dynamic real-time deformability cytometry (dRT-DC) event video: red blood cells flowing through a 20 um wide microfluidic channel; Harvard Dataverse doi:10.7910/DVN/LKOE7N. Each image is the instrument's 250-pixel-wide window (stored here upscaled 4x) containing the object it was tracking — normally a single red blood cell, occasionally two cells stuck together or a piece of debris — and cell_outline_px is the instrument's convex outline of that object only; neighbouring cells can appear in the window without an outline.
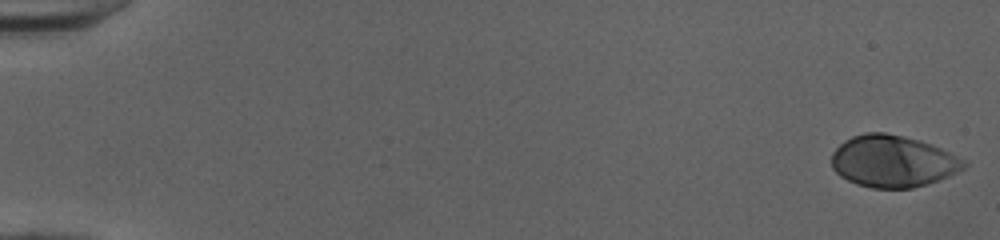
{"species": "human", "species_latin": "Homo sapiens", "temperature_condition": "cold", "stored_images_in_passage": 52, "camera_frame_rate_fps": 3000, "um_per_image_px": 0.085, "donor": {"sex": "female"}, "frame": {"image": 1, "passage_image": 1, "time_ms": 0.0, "image_size_px": [1000, 240], "cell_outline_px": [[968, 164], [964, 168], [948, 176], [928, 184], [912, 188], [872, 188], [856, 184], [840, 176], [832, 168], [832, 152], [844, 140], [852, 136], [864, 132], [884, 132], [920, 140], [932, 144], [964, 160]], "centroid_in_image_um": [75.87, 13.7], "position_along_channel_um": 9.1, "area_um2": 39.94}}
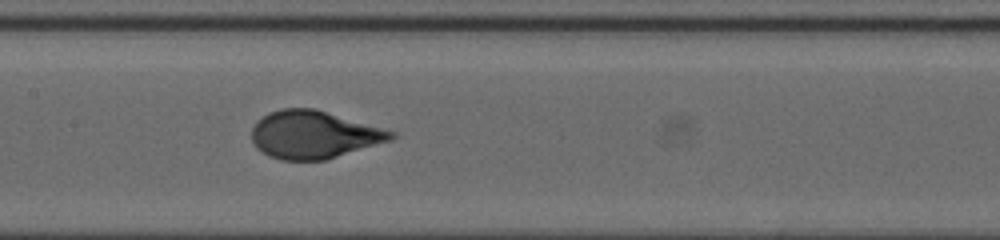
{"frame": {"image": 2, "passage_image": 27, "time_ms": 8.667, "image_size_px": [1000, 240], "cell_outline_px": [[396, 136], [392, 140], [324, 160], [280, 160], [268, 156], [256, 148], [252, 140], [252, 128], [268, 112], [280, 108], [316, 108], [396, 132]], "centroid_in_image_um": [26.67, 11.44], "position_along_channel_um": 180.7, "area_um2": 38.73}}
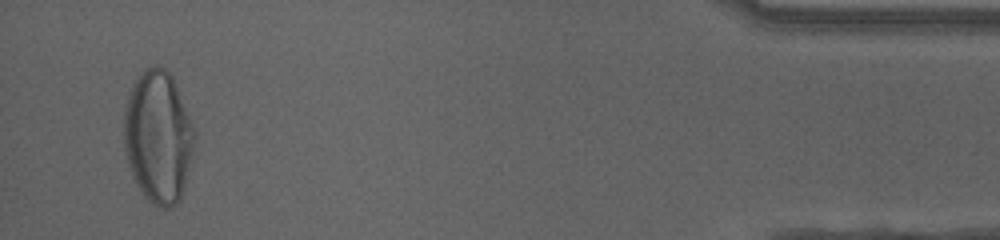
{"frame": {"image": 3, "passage_image": 50, "time_ms": 16.333, "image_size_px": [1000, 240], "cell_outline_px": [[196, 140], [192, 160], [180, 200], [168, 208], [160, 208], [148, 200], [144, 196], [136, 184], [132, 176], [128, 164], [124, 148], [124, 108], [128, 92], [136, 76], [144, 68], [152, 64], [156, 64], [164, 68], [172, 76], [196, 132]], "centroid_in_image_um": [13.44, 11.61], "position_along_channel_um": 421.8, "area_um2": 55.08}, "authors_computed_cell_mechanics": {"area_um2": 38.9861, "velocity_mm_per_s": 4.0188, "shape_relaxation_time_tau1_ms": 3.9842, "shape_relaxation_time_tau2_ms": null, "deformation_change_tau1": 0.2135, "deformation_change_tau2": null}}